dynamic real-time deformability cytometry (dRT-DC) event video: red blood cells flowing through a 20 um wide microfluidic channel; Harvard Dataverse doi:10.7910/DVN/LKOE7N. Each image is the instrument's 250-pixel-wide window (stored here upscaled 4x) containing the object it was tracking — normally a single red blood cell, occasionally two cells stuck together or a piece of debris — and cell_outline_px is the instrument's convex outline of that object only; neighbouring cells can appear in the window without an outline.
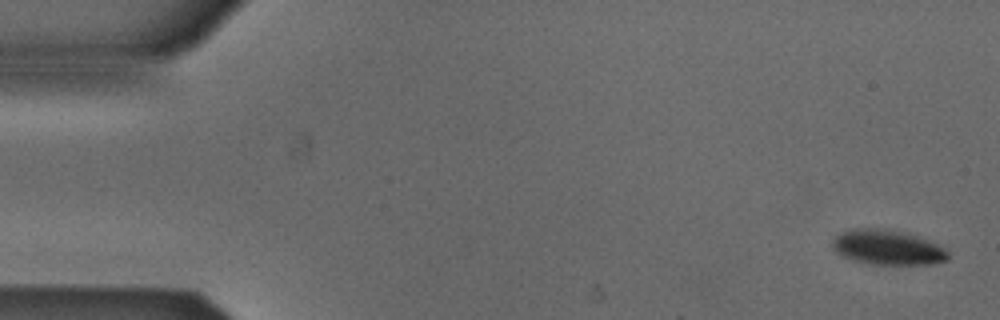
{"species": "Egyptian fruit bat (a non-hibernating species)", "species_latin": "Rousettus aegyptiacus", "temperature_condition": "cold", "stored_images_in_passage": 4, "camera_frame_rate_fps": 3000, "um_per_image_px": 0.085, "animal": {"sex": "male"}, "frame": {"image": 1, "passage_image": 1, "time_ms": 0.0, "image_size_px": [1000, 320], "cell_outline_px": [[948, 260], [932, 264], [872, 264], [852, 260], [836, 252], [832, 248], [832, 240], [840, 232], [852, 228], [884, 228], [908, 232], [936, 244], [944, 248], [948, 252]], "centroid_in_image_um": [75.42, 21.01], "position_along_channel_um": 9.6, "area_um2": 23.64}}
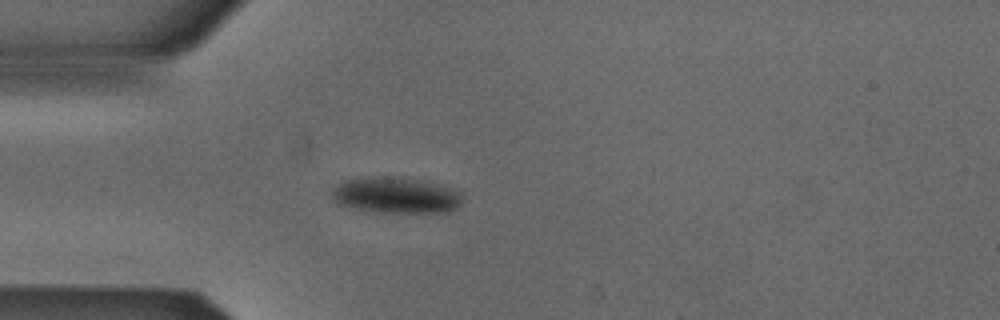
{"frame": {"image": 2, "passage_image": 4, "time_ms": 1.0, "image_size_px": [1000, 320], "cell_outline_px": [[460, 204], [456, 208], [448, 212], [372, 212], [352, 208], [336, 204], [332, 200], [332, 188], [344, 180], [372, 176], [408, 176], [440, 184], [460, 192]], "centroid_in_image_um": [33.6, 16.57], "position_along_channel_um": 51.4, "area_um2": 27.98}}